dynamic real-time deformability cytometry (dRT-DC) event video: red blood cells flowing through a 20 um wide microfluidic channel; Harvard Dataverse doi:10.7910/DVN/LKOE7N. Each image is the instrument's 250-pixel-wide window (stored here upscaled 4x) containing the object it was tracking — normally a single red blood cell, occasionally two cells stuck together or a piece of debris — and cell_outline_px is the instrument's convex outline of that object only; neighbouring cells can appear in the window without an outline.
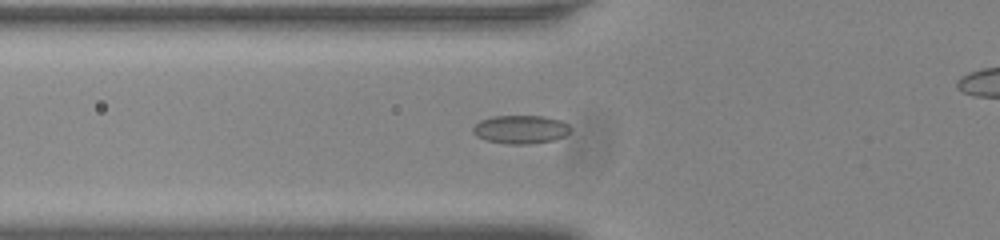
{"species": "common noctule bat (a hibernating species)", "species_latin": "Nyctalus noctula", "temperature_condition": "room temperature", "stored_images_in_passage": 31, "camera_frame_rate_fps": 3000, "um_per_image_px": 0.085, "animal": {"sex": "male", "body_mass_g": 20.0, "forearm_length_mm": 53.3}, "frame": {"image": 1, "passage_image": 2, "time_ms": 0.333, "image_size_px": [1000, 240], "cell_outline_px": [[572, 128], [564, 136], [552, 140], [528, 144], [508, 144], [484, 140], [476, 136], [472, 132], [472, 128], [480, 120], [492, 116], [544, 116], [560, 120], [568, 124]], "centroid_in_image_um": [44.22, 11.0], "position_along_channel_um": 81.6, "area_um2": 16.18}}
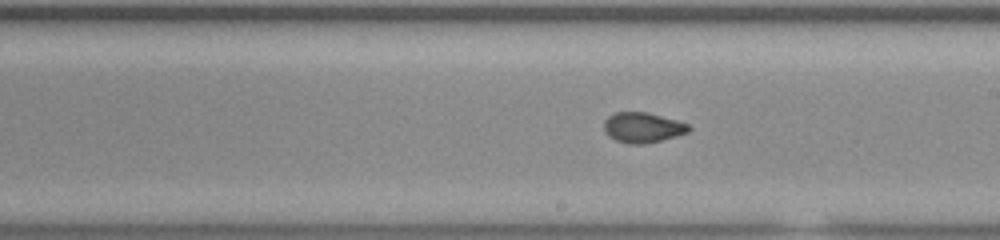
{"frame": {"image": 2, "passage_image": 14, "time_ms": 4.333, "image_size_px": [1000, 240], "cell_outline_px": [[692, 128], [688, 132], [676, 136], [644, 144], [628, 144], [616, 140], [608, 136], [604, 132], [604, 120], [608, 116], [616, 112], [648, 112], [676, 120], [688, 124]], "centroid_in_image_um": [54.61, 10.84], "position_along_channel_um": 234.4, "area_um2": 14.97}}
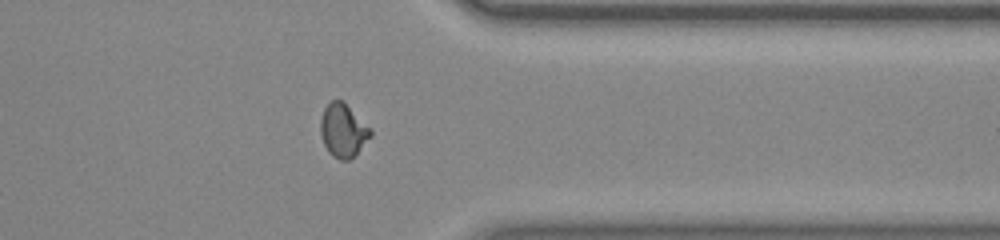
{"frame": {"image": 3, "passage_image": 26, "time_ms": 8.333, "image_size_px": [1000, 240], "cell_outline_px": [[372, 136], [348, 160], [340, 160], [332, 156], [328, 152], [324, 144], [320, 132], [320, 120], [324, 108], [332, 100], [340, 100], [372, 128]], "centroid_in_image_um": [29.15, 11.1], "position_along_channel_um": 382.2, "area_um2": 15.32}}